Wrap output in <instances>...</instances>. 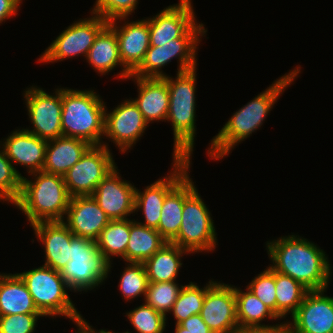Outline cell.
I'll return each mask as SVG.
<instances>
[{"label":"cell","instance_id":"obj_22","mask_svg":"<svg viewBox=\"0 0 333 333\" xmlns=\"http://www.w3.org/2000/svg\"><path fill=\"white\" fill-rule=\"evenodd\" d=\"M46 140L23 129L13 130L7 138L0 141L5 155L13 166L20 164L28 174L42 171L45 162Z\"/></svg>","mask_w":333,"mask_h":333},{"label":"cell","instance_id":"obj_15","mask_svg":"<svg viewBox=\"0 0 333 333\" xmlns=\"http://www.w3.org/2000/svg\"><path fill=\"white\" fill-rule=\"evenodd\" d=\"M216 281L205 293L201 318L213 333H241L237 321L235 286Z\"/></svg>","mask_w":333,"mask_h":333},{"label":"cell","instance_id":"obj_46","mask_svg":"<svg viewBox=\"0 0 333 333\" xmlns=\"http://www.w3.org/2000/svg\"><path fill=\"white\" fill-rule=\"evenodd\" d=\"M76 333H84V331L82 329H77V331H75Z\"/></svg>","mask_w":333,"mask_h":333},{"label":"cell","instance_id":"obj_36","mask_svg":"<svg viewBox=\"0 0 333 333\" xmlns=\"http://www.w3.org/2000/svg\"><path fill=\"white\" fill-rule=\"evenodd\" d=\"M126 316L137 333H163L167 326L166 317L145 302Z\"/></svg>","mask_w":333,"mask_h":333},{"label":"cell","instance_id":"obj_38","mask_svg":"<svg viewBox=\"0 0 333 333\" xmlns=\"http://www.w3.org/2000/svg\"><path fill=\"white\" fill-rule=\"evenodd\" d=\"M276 314L275 271L269 266L246 286Z\"/></svg>","mask_w":333,"mask_h":333},{"label":"cell","instance_id":"obj_17","mask_svg":"<svg viewBox=\"0 0 333 333\" xmlns=\"http://www.w3.org/2000/svg\"><path fill=\"white\" fill-rule=\"evenodd\" d=\"M136 187L120 176L117 166L97 185L92 197L110 220L135 213Z\"/></svg>","mask_w":333,"mask_h":333},{"label":"cell","instance_id":"obj_42","mask_svg":"<svg viewBox=\"0 0 333 333\" xmlns=\"http://www.w3.org/2000/svg\"><path fill=\"white\" fill-rule=\"evenodd\" d=\"M22 0H0V24L18 13Z\"/></svg>","mask_w":333,"mask_h":333},{"label":"cell","instance_id":"obj_21","mask_svg":"<svg viewBox=\"0 0 333 333\" xmlns=\"http://www.w3.org/2000/svg\"><path fill=\"white\" fill-rule=\"evenodd\" d=\"M30 227L44 247L46 259L43 265L61 272L70 261V244L74 234L63 221H41Z\"/></svg>","mask_w":333,"mask_h":333},{"label":"cell","instance_id":"obj_26","mask_svg":"<svg viewBox=\"0 0 333 333\" xmlns=\"http://www.w3.org/2000/svg\"><path fill=\"white\" fill-rule=\"evenodd\" d=\"M40 313L24 281L17 274L0 273V316Z\"/></svg>","mask_w":333,"mask_h":333},{"label":"cell","instance_id":"obj_31","mask_svg":"<svg viewBox=\"0 0 333 333\" xmlns=\"http://www.w3.org/2000/svg\"><path fill=\"white\" fill-rule=\"evenodd\" d=\"M130 234V219L110 220L109 224L101 231L96 240L99 251L111 264L113 256H118L125 261L127 243Z\"/></svg>","mask_w":333,"mask_h":333},{"label":"cell","instance_id":"obj_7","mask_svg":"<svg viewBox=\"0 0 333 333\" xmlns=\"http://www.w3.org/2000/svg\"><path fill=\"white\" fill-rule=\"evenodd\" d=\"M188 173L185 176V201L178 235L171 243L190 253L214 251L217 241L214 220Z\"/></svg>","mask_w":333,"mask_h":333},{"label":"cell","instance_id":"obj_4","mask_svg":"<svg viewBox=\"0 0 333 333\" xmlns=\"http://www.w3.org/2000/svg\"><path fill=\"white\" fill-rule=\"evenodd\" d=\"M197 67L163 79L169 89V109L166 121L173 130V158H190L194 151L196 134Z\"/></svg>","mask_w":333,"mask_h":333},{"label":"cell","instance_id":"obj_3","mask_svg":"<svg viewBox=\"0 0 333 333\" xmlns=\"http://www.w3.org/2000/svg\"><path fill=\"white\" fill-rule=\"evenodd\" d=\"M29 175L34 179L22 177L21 193L13 205L26 215L29 225L63 221L71 199L64 177L43 170Z\"/></svg>","mask_w":333,"mask_h":333},{"label":"cell","instance_id":"obj_45","mask_svg":"<svg viewBox=\"0 0 333 333\" xmlns=\"http://www.w3.org/2000/svg\"><path fill=\"white\" fill-rule=\"evenodd\" d=\"M174 330H175V333H187V332H184V328L180 324H178V325L175 324Z\"/></svg>","mask_w":333,"mask_h":333},{"label":"cell","instance_id":"obj_13","mask_svg":"<svg viewBox=\"0 0 333 333\" xmlns=\"http://www.w3.org/2000/svg\"><path fill=\"white\" fill-rule=\"evenodd\" d=\"M190 158H173L170 174L159 178L145 187L143 191L136 188L135 212L142 211L144 221L137 223L148 228L158 229L161 210L165 196L189 173Z\"/></svg>","mask_w":333,"mask_h":333},{"label":"cell","instance_id":"obj_14","mask_svg":"<svg viewBox=\"0 0 333 333\" xmlns=\"http://www.w3.org/2000/svg\"><path fill=\"white\" fill-rule=\"evenodd\" d=\"M148 125L132 98L126 99L110 112L105 108L103 139L112 141L120 153H125L141 139Z\"/></svg>","mask_w":333,"mask_h":333},{"label":"cell","instance_id":"obj_29","mask_svg":"<svg viewBox=\"0 0 333 333\" xmlns=\"http://www.w3.org/2000/svg\"><path fill=\"white\" fill-rule=\"evenodd\" d=\"M166 242L158 230L141 225L135 219H130V234L125 261L127 263H144Z\"/></svg>","mask_w":333,"mask_h":333},{"label":"cell","instance_id":"obj_30","mask_svg":"<svg viewBox=\"0 0 333 333\" xmlns=\"http://www.w3.org/2000/svg\"><path fill=\"white\" fill-rule=\"evenodd\" d=\"M184 201L185 177L165 196L162 206L157 230L167 242H171L178 235Z\"/></svg>","mask_w":333,"mask_h":333},{"label":"cell","instance_id":"obj_2","mask_svg":"<svg viewBox=\"0 0 333 333\" xmlns=\"http://www.w3.org/2000/svg\"><path fill=\"white\" fill-rule=\"evenodd\" d=\"M299 73L301 67L297 65L233 113L218 134L212 138L207 150L208 156L214 161L221 160L232 153L231 150L239 145L238 143L245 141L261 128L278 98L280 99L281 94L295 81Z\"/></svg>","mask_w":333,"mask_h":333},{"label":"cell","instance_id":"obj_25","mask_svg":"<svg viewBox=\"0 0 333 333\" xmlns=\"http://www.w3.org/2000/svg\"><path fill=\"white\" fill-rule=\"evenodd\" d=\"M91 146L84 140L64 136L49 140L42 170L64 176Z\"/></svg>","mask_w":333,"mask_h":333},{"label":"cell","instance_id":"obj_19","mask_svg":"<svg viewBox=\"0 0 333 333\" xmlns=\"http://www.w3.org/2000/svg\"><path fill=\"white\" fill-rule=\"evenodd\" d=\"M128 19L117 18L108 24L115 30L122 64L132 73L143 61L150 47V35L148 17L130 22ZM122 21L124 22L121 23Z\"/></svg>","mask_w":333,"mask_h":333},{"label":"cell","instance_id":"obj_6","mask_svg":"<svg viewBox=\"0 0 333 333\" xmlns=\"http://www.w3.org/2000/svg\"><path fill=\"white\" fill-rule=\"evenodd\" d=\"M17 274L24 281L35 306L43 316L52 319L62 316L74 322L77 329L82 328L85 319L68 295L70 288L59 271L42 265Z\"/></svg>","mask_w":333,"mask_h":333},{"label":"cell","instance_id":"obj_1","mask_svg":"<svg viewBox=\"0 0 333 333\" xmlns=\"http://www.w3.org/2000/svg\"><path fill=\"white\" fill-rule=\"evenodd\" d=\"M266 250L274 271L290 276L310 291L328 289L333 267L326 252L314 242L292 234L267 241Z\"/></svg>","mask_w":333,"mask_h":333},{"label":"cell","instance_id":"obj_39","mask_svg":"<svg viewBox=\"0 0 333 333\" xmlns=\"http://www.w3.org/2000/svg\"><path fill=\"white\" fill-rule=\"evenodd\" d=\"M139 0H96L92 12L107 22L117 18L130 17L137 9Z\"/></svg>","mask_w":333,"mask_h":333},{"label":"cell","instance_id":"obj_41","mask_svg":"<svg viewBox=\"0 0 333 333\" xmlns=\"http://www.w3.org/2000/svg\"><path fill=\"white\" fill-rule=\"evenodd\" d=\"M180 325L184 328V332L187 333H213L203 321L200 314L188 317Z\"/></svg>","mask_w":333,"mask_h":333},{"label":"cell","instance_id":"obj_8","mask_svg":"<svg viewBox=\"0 0 333 333\" xmlns=\"http://www.w3.org/2000/svg\"><path fill=\"white\" fill-rule=\"evenodd\" d=\"M203 23L196 22L182 37L170 40L162 46H150L143 61L131 73L133 77L164 78L162 67L173 58L178 59L177 73L197 67L198 45L207 34ZM197 52V53H196Z\"/></svg>","mask_w":333,"mask_h":333},{"label":"cell","instance_id":"obj_43","mask_svg":"<svg viewBox=\"0 0 333 333\" xmlns=\"http://www.w3.org/2000/svg\"><path fill=\"white\" fill-rule=\"evenodd\" d=\"M246 333H293L287 321L270 328H261L248 331Z\"/></svg>","mask_w":333,"mask_h":333},{"label":"cell","instance_id":"obj_23","mask_svg":"<svg viewBox=\"0 0 333 333\" xmlns=\"http://www.w3.org/2000/svg\"><path fill=\"white\" fill-rule=\"evenodd\" d=\"M137 84L138 96L132 100L138 106L144 120L166 122L169 109V89L163 78H140L130 76Z\"/></svg>","mask_w":333,"mask_h":333},{"label":"cell","instance_id":"obj_12","mask_svg":"<svg viewBox=\"0 0 333 333\" xmlns=\"http://www.w3.org/2000/svg\"><path fill=\"white\" fill-rule=\"evenodd\" d=\"M27 113L32 124L25 130L46 141L62 137V88L47 93L43 88L31 86L23 93Z\"/></svg>","mask_w":333,"mask_h":333},{"label":"cell","instance_id":"obj_5","mask_svg":"<svg viewBox=\"0 0 333 333\" xmlns=\"http://www.w3.org/2000/svg\"><path fill=\"white\" fill-rule=\"evenodd\" d=\"M105 102L91 90L62 88L61 126L64 137L92 146L104 145Z\"/></svg>","mask_w":333,"mask_h":333},{"label":"cell","instance_id":"obj_27","mask_svg":"<svg viewBox=\"0 0 333 333\" xmlns=\"http://www.w3.org/2000/svg\"><path fill=\"white\" fill-rule=\"evenodd\" d=\"M246 291V292H245ZM241 290L235 287L237 321L241 333H246L254 329L270 328L279 324H263L269 320H280V318L266 306L250 290ZM262 323V324H261Z\"/></svg>","mask_w":333,"mask_h":333},{"label":"cell","instance_id":"obj_9","mask_svg":"<svg viewBox=\"0 0 333 333\" xmlns=\"http://www.w3.org/2000/svg\"><path fill=\"white\" fill-rule=\"evenodd\" d=\"M69 257L60 273L71 292L91 291L102 285L111 272L112 263L99 251L95 240L73 236Z\"/></svg>","mask_w":333,"mask_h":333},{"label":"cell","instance_id":"obj_35","mask_svg":"<svg viewBox=\"0 0 333 333\" xmlns=\"http://www.w3.org/2000/svg\"><path fill=\"white\" fill-rule=\"evenodd\" d=\"M128 264V265H127ZM119 279L118 287L125 301H131L145 294L148 288V276L143 263H126Z\"/></svg>","mask_w":333,"mask_h":333},{"label":"cell","instance_id":"obj_40","mask_svg":"<svg viewBox=\"0 0 333 333\" xmlns=\"http://www.w3.org/2000/svg\"><path fill=\"white\" fill-rule=\"evenodd\" d=\"M41 313L0 316V333H34Z\"/></svg>","mask_w":333,"mask_h":333},{"label":"cell","instance_id":"obj_37","mask_svg":"<svg viewBox=\"0 0 333 333\" xmlns=\"http://www.w3.org/2000/svg\"><path fill=\"white\" fill-rule=\"evenodd\" d=\"M22 175L5 155L0 144V201L14 203L20 196Z\"/></svg>","mask_w":333,"mask_h":333},{"label":"cell","instance_id":"obj_33","mask_svg":"<svg viewBox=\"0 0 333 333\" xmlns=\"http://www.w3.org/2000/svg\"><path fill=\"white\" fill-rule=\"evenodd\" d=\"M215 282L210 280L204 287L200 288L197 283L191 281L188 285L182 287L169 312L176 320V325L192 315L200 314L205 293Z\"/></svg>","mask_w":333,"mask_h":333},{"label":"cell","instance_id":"obj_32","mask_svg":"<svg viewBox=\"0 0 333 333\" xmlns=\"http://www.w3.org/2000/svg\"><path fill=\"white\" fill-rule=\"evenodd\" d=\"M276 315L286 319L297 311L306 294L310 291L290 276L275 271Z\"/></svg>","mask_w":333,"mask_h":333},{"label":"cell","instance_id":"obj_10","mask_svg":"<svg viewBox=\"0 0 333 333\" xmlns=\"http://www.w3.org/2000/svg\"><path fill=\"white\" fill-rule=\"evenodd\" d=\"M91 17L70 24L42 52L38 62L54 63L78 56L87 57L99 31L108 23L90 11Z\"/></svg>","mask_w":333,"mask_h":333},{"label":"cell","instance_id":"obj_20","mask_svg":"<svg viewBox=\"0 0 333 333\" xmlns=\"http://www.w3.org/2000/svg\"><path fill=\"white\" fill-rule=\"evenodd\" d=\"M63 222L74 236L97 240L110 218L92 195L71 197Z\"/></svg>","mask_w":333,"mask_h":333},{"label":"cell","instance_id":"obj_16","mask_svg":"<svg viewBox=\"0 0 333 333\" xmlns=\"http://www.w3.org/2000/svg\"><path fill=\"white\" fill-rule=\"evenodd\" d=\"M327 289L309 291L288 324L293 333H333V297ZM325 292V293H324Z\"/></svg>","mask_w":333,"mask_h":333},{"label":"cell","instance_id":"obj_18","mask_svg":"<svg viewBox=\"0 0 333 333\" xmlns=\"http://www.w3.org/2000/svg\"><path fill=\"white\" fill-rule=\"evenodd\" d=\"M193 8L191 0H180L148 17L150 46H162L182 37L197 22Z\"/></svg>","mask_w":333,"mask_h":333},{"label":"cell","instance_id":"obj_28","mask_svg":"<svg viewBox=\"0 0 333 333\" xmlns=\"http://www.w3.org/2000/svg\"><path fill=\"white\" fill-rule=\"evenodd\" d=\"M190 252L171 242H166L152 257L144 263L148 282L177 281L182 267L183 255Z\"/></svg>","mask_w":333,"mask_h":333},{"label":"cell","instance_id":"obj_44","mask_svg":"<svg viewBox=\"0 0 333 333\" xmlns=\"http://www.w3.org/2000/svg\"><path fill=\"white\" fill-rule=\"evenodd\" d=\"M81 329L84 331V333H116V332H113V331H107L106 329L105 330L101 329V330L96 331V329H94L93 326H91L90 323H88V321H86V320H84ZM122 333H131V332L125 331V332H122Z\"/></svg>","mask_w":333,"mask_h":333},{"label":"cell","instance_id":"obj_24","mask_svg":"<svg viewBox=\"0 0 333 333\" xmlns=\"http://www.w3.org/2000/svg\"><path fill=\"white\" fill-rule=\"evenodd\" d=\"M85 60L100 76L109 74L118 66L121 70L116 78L125 80L131 76L122 64L115 30L108 23L97 34Z\"/></svg>","mask_w":333,"mask_h":333},{"label":"cell","instance_id":"obj_11","mask_svg":"<svg viewBox=\"0 0 333 333\" xmlns=\"http://www.w3.org/2000/svg\"><path fill=\"white\" fill-rule=\"evenodd\" d=\"M104 145L91 146L63 176L71 197L92 195L97 185L116 167L113 153Z\"/></svg>","mask_w":333,"mask_h":333},{"label":"cell","instance_id":"obj_34","mask_svg":"<svg viewBox=\"0 0 333 333\" xmlns=\"http://www.w3.org/2000/svg\"><path fill=\"white\" fill-rule=\"evenodd\" d=\"M182 287L183 285H179L176 281L149 282L143 300L154 310L162 313L166 317L167 323V313L172 309Z\"/></svg>","mask_w":333,"mask_h":333}]
</instances>
